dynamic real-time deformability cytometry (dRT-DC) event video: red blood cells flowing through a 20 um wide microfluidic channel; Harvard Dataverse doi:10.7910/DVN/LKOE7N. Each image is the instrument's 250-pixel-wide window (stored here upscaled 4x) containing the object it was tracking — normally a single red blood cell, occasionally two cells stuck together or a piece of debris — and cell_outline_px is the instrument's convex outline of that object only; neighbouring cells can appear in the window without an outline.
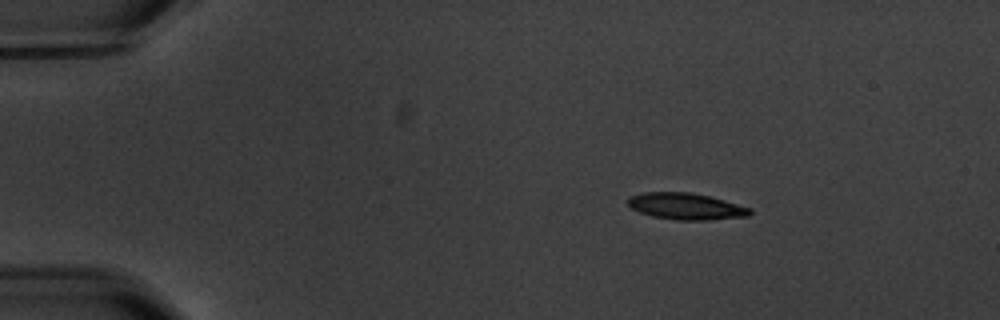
{"species": "common noctule bat (a hibernating species)", "species_latin": "Nyctalus noctula", "temperature_condition": "warm", "stored_images_in_passage": 8, "camera_frame_rate_fps": 3000, "um_per_image_px": 0.085, "animal": {"sex": "male", "body_mass_g": 20.1, "forearm_length_mm": 53.5}, "frame": {"image": 1, "passage_image": 2, "time_ms": 1.333, "image_size_px": [1000, 320], "cell_outline_px": [[752, 212], [748, 216], [708, 220], [676, 220], [652, 216], [640, 212], [632, 208], [628, 204], [628, 200], [632, 196], [644, 192], [692, 192], [724, 200], [752, 208]], "centroid_in_image_um": [58.34, 17.54], "position_along_channel_um": 26.7, "area_um2": 18.79}}
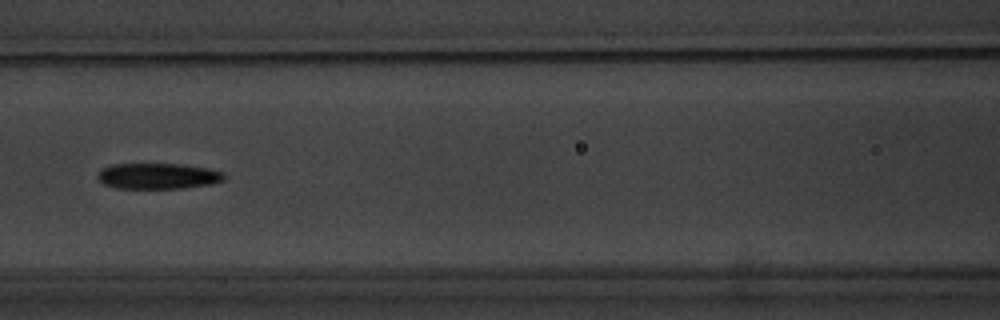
{"frame": {"image": 2, "passage_image": 7, "time_ms": 7.0, "image_size_px": [1000, 320], "cell_outline_px": [[224, 180], [208, 184], [180, 188], [116, 188], [104, 184], [96, 176], [104, 168], [112, 164], [180, 164], [208, 168], [224, 172]], "centroid_in_image_um": [13.42, 14.96], "position_along_channel_um": 153.2, "area_um2": 18.79}}
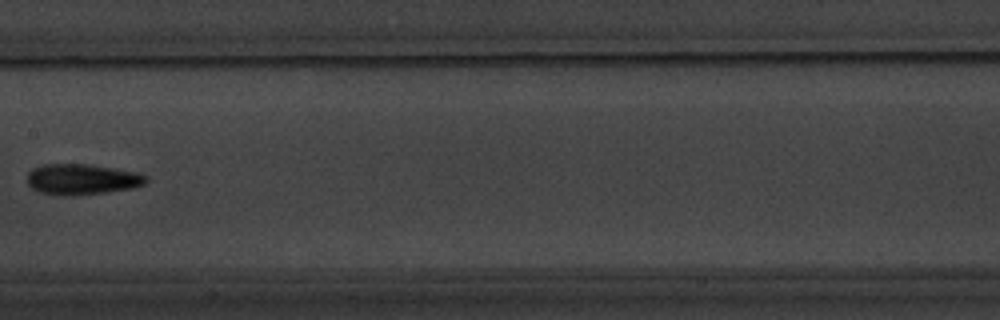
{"frame": {"image": 3, "passage_image": 8, "time_ms": 8.333, "image_size_px": [1000, 320], "cell_outline_px": [[148, 180], [144, 184], [132, 188], [108, 192], [76, 196], [64, 196], [40, 192], [32, 188], [28, 184], [28, 172], [32, 168], [40, 164], [88, 164], [136, 172], [148, 176]], "centroid_in_image_um": [6.95, 15.24], "position_along_channel_um": 200.4, "area_um2": 21.44}}